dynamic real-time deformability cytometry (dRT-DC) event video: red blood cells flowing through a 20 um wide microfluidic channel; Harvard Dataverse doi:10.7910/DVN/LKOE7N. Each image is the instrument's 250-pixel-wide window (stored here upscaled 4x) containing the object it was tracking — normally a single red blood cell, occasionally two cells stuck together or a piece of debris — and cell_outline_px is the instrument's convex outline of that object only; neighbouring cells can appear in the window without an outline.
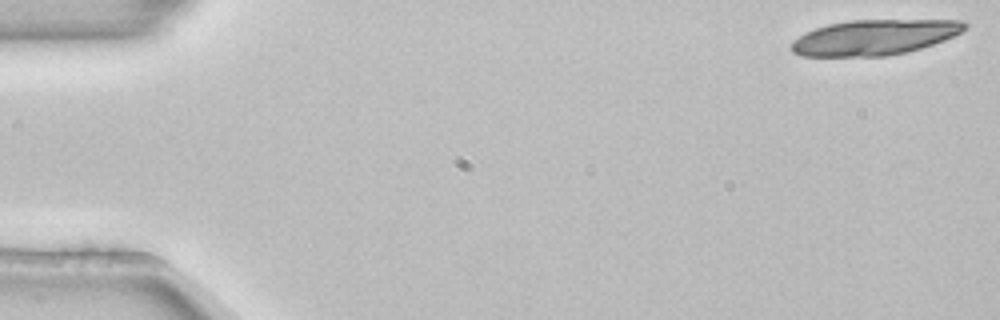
{"species": "common noctule bat (a hibernating species)", "species_latin": "Nyctalus noctula", "temperature_condition": "room temperature", "stored_images_in_passage": 5, "camera_frame_rate_fps": 3000, "um_per_image_px": 0.085, "animal": {"sex": "female", "body_mass_g": 22.7, "forearm_length_mm": 54.2}, "frame": {"image": 1, "passage_image": 1, "time_ms": 0.0, "image_size_px": [1000, 320], "cell_outline_px": [[968, 24], [960, 32], [944, 40], [908, 52], [888, 56], [800, 56], [792, 52], [788, 48], [792, 40], [804, 32], [828, 24], [852, 20], [964, 20]], "centroid_in_image_um": [74.26, 3.18], "position_along_channel_um": 10.7, "area_um2": 35.84}}
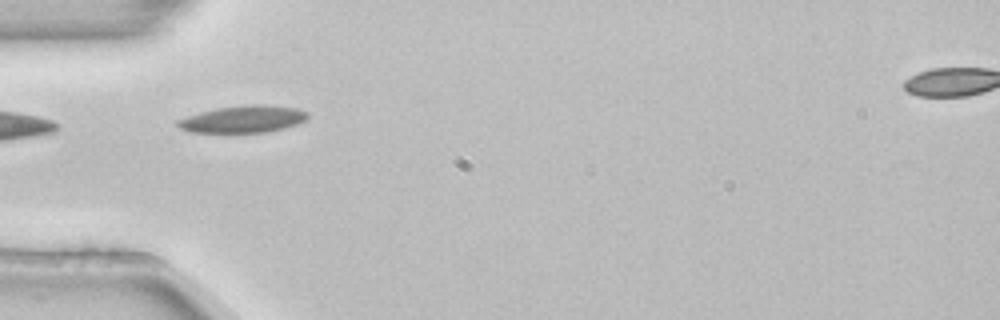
{"frame": {"image": 2, "passage_image": 4, "time_ms": 1.0, "image_size_px": [1000, 320], "cell_outline_px": [[308, 116], [304, 120], [296, 124], [284, 128], [268, 132], [188, 132], [180, 128], [176, 124], [176, 120], [200, 112], [216, 108], [248, 104], [260, 104], [296, 108], [308, 112]], "centroid_in_image_um": [20.64, 10.12], "position_along_channel_um": 64.4, "area_um2": 20.4}}